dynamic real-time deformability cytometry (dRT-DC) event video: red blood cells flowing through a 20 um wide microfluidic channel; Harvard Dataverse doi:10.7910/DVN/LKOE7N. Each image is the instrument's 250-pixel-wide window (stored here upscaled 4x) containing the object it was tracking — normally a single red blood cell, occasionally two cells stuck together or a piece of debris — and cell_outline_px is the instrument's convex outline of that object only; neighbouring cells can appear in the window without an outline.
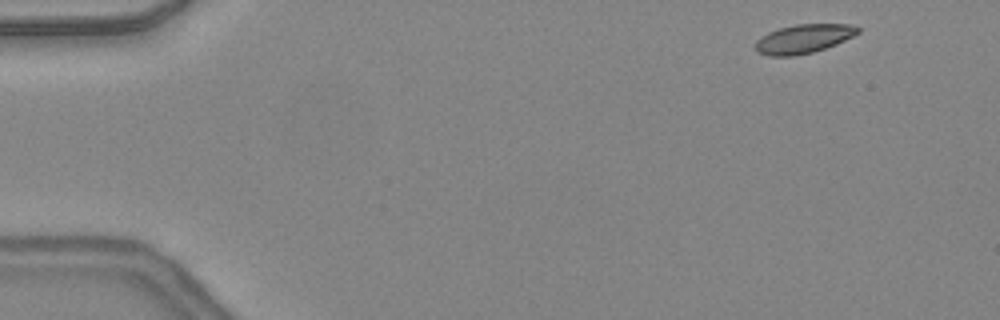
{"species": "common noctule bat (a hibernating species)", "species_latin": "Nyctalus noctula", "temperature_condition": "warm", "stored_images_in_passage": 13, "camera_frame_rate_fps": 3000, "um_per_image_px": 0.085, "animal": {"sex": "female", "body_mass_g": 24.6, "forearm_length_mm": 56.2}, "frame": {"image": 1, "passage_image": 2, "time_ms": 0.333, "image_size_px": [1000, 320], "cell_outline_px": [[860, 32], [836, 44], [812, 52], [792, 56], [768, 56], [756, 52], [756, 40], [760, 36], [768, 32], [780, 28], [796, 24], [852, 24], [860, 28]], "centroid_in_image_um": [68.28, 3.29], "position_along_channel_um": 16.7, "area_um2": 17.22}}
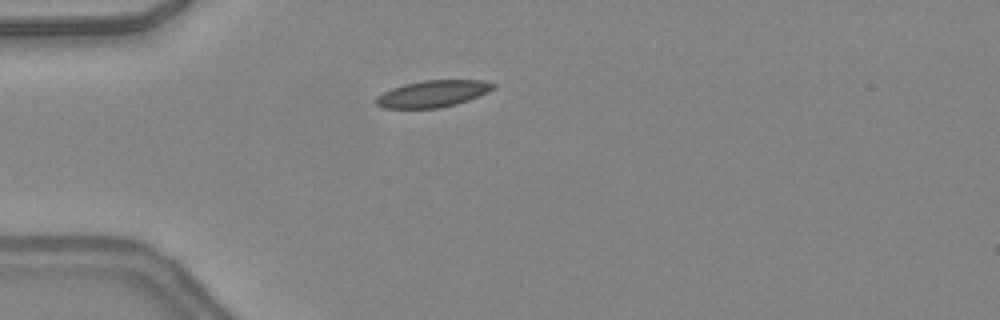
{"frame": {"image": 2, "passage_image": 11, "time_ms": 3.333, "image_size_px": [1000, 320], "cell_outline_px": [[496, 88], [488, 92], [468, 100], [456, 104], [440, 108], [384, 108], [376, 104], [376, 96], [392, 88], [404, 84], [424, 80], [484, 80], [496, 84]], "centroid_in_image_um": [36.81, 7.96], "position_along_channel_um": 48.2, "area_um2": 18.26}}